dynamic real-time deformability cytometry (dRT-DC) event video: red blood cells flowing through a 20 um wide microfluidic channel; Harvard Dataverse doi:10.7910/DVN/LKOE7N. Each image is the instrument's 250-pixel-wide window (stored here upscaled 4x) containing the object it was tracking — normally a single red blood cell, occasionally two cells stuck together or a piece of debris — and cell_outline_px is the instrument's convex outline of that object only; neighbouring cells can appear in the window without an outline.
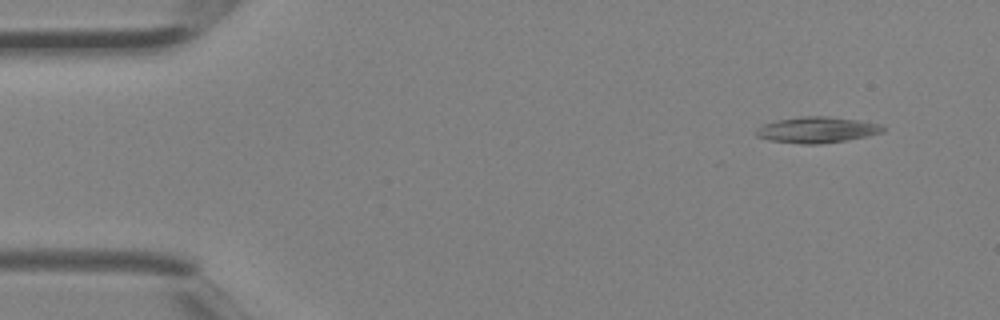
{"species": "Egyptian fruit bat (a non-hibernating species)", "species_latin": "Rousettus aegyptiacus", "temperature_condition": "room temperature", "stored_images_in_passage": 3, "camera_frame_rate_fps": 3000, "um_per_image_px": 0.085, "animal": {"sex": "female"}, "frame": {"image": 1, "passage_image": 1, "time_ms": 0.0, "image_size_px": [1000, 320], "cell_outline_px": [[884, 132], [868, 136], [820, 144], [804, 144], [768, 140], [756, 136], [756, 128], [764, 124], [776, 120], [800, 116], [828, 116], [860, 120], [880, 124], [884, 128]], "centroid_in_image_um": [69.43, 11.03], "position_along_channel_um": 15.6, "area_um2": 19.25}}
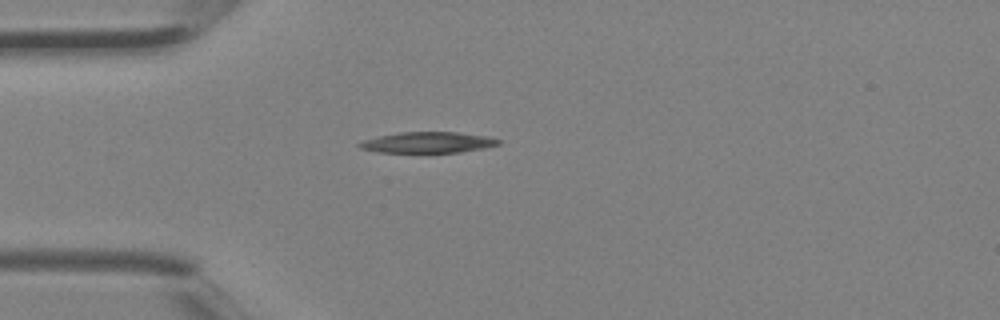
{"frame": {"image": 2, "passage_image": 3, "time_ms": 0.667, "image_size_px": [1000, 320], "cell_outline_px": [[500, 144], [484, 148], [460, 152], [376, 152], [360, 148], [356, 144], [364, 140], [380, 136], [400, 132], [456, 132], [488, 136], [500, 140]], "centroid_in_image_um": [36.37, 12.1], "position_along_channel_um": 48.6, "area_um2": 16.82}}